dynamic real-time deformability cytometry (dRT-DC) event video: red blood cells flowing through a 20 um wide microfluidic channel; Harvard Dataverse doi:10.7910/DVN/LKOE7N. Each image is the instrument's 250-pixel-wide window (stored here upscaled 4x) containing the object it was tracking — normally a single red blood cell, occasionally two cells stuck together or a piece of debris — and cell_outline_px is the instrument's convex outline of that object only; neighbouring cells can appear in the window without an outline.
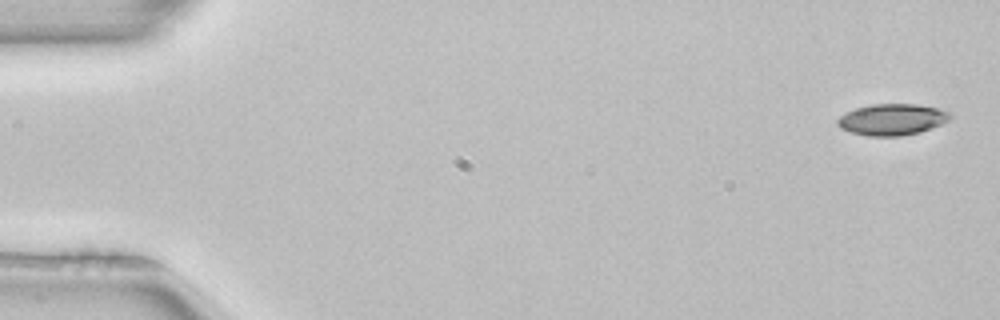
{"species": "common noctule bat (a hibernating species)", "species_latin": "Nyctalus noctula", "temperature_condition": "room temperature", "stored_images_in_passage": 4, "camera_frame_rate_fps": 3000, "um_per_image_px": 0.085, "animal": {"sex": "female", "body_mass_g": 22.7, "forearm_length_mm": 54.2}, "frame": {"image": 1, "passage_image": 1, "time_ms": 0.0, "image_size_px": [1000, 320], "cell_outline_px": [[952, 116], [948, 120], [940, 124], [920, 132], [900, 136], [868, 136], [852, 132], [840, 128], [836, 124], [836, 120], [840, 116], [856, 108], [872, 104], [916, 104], [940, 108], [948, 112]], "centroid_in_image_um": [75.82, 10.15], "position_along_channel_um": 9.2, "area_um2": 20.46}}
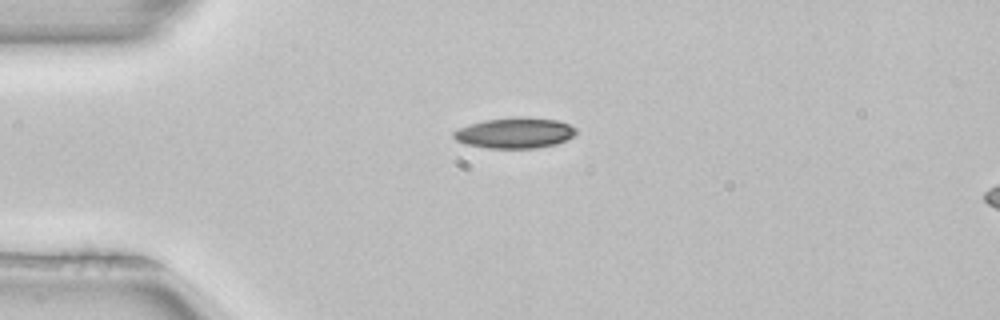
{"frame": {"image": 2, "passage_image": 3, "time_ms": 0.667, "image_size_px": [1000, 320], "cell_outline_px": [[576, 132], [568, 140], [556, 144], [536, 148], [488, 148], [464, 144], [456, 140], [452, 136], [452, 132], [460, 128], [484, 120], [520, 116], [524, 116], [556, 120], [568, 124], [576, 128]], "centroid_in_image_um": [43.76, 11.3], "position_along_channel_um": 41.2, "area_um2": 21.91}}